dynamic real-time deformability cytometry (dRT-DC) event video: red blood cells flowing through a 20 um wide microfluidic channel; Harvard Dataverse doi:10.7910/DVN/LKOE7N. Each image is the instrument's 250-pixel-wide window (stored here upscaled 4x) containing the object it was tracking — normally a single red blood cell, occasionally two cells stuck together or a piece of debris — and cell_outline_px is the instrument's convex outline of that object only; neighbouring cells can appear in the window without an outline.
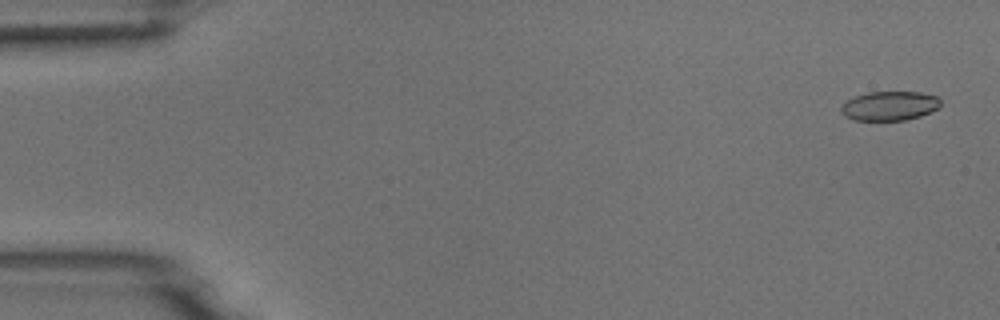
{"species": "common noctule bat (a hibernating species)", "species_latin": "Nyctalus noctula", "temperature_condition": "room temperature", "stored_images_in_passage": 5, "camera_frame_rate_fps": 3000, "um_per_image_px": 0.085, "animal": {"sex": "male", "body_mass_g": 18.8}, "frame": {"image": 1, "passage_image": 1, "time_ms": 0.0, "image_size_px": [1000, 320], "cell_outline_px": [[940, 108], [932, 112], [920, 116], [904, 120], [852, 120], [844, 116], [840, 112], [840, 108], [848, 100], [856, 96], [868, 92], [920, 92], [936, 96], [940, 100]], "centroid_in_image_um": [75.62, 9.01], "position_along_channel_um": 9.4, "area_um2": 16.99}}
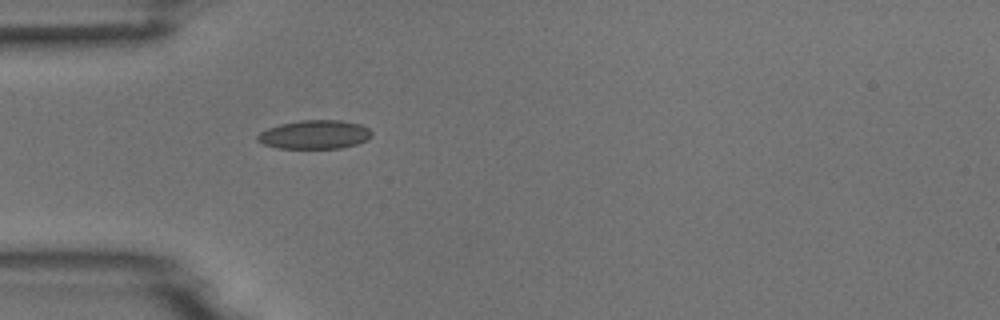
{"frame": {"image": 2, "passage_image": 5, "time_ms": 1.333, "image_size_px": [1000, 320], "cell_outline_px": [[372, 136], [368, 140], [356, 144], [340, 148], [280, 148], [264, 144], [256, 140], [256, 136], [260, 132], [268, 128], [280, 124], [300, 120], [340, 120], [360, 124], [368, 128], [372, 132]], "centroid_in_image_um": [26.76, 11.43], "position_along_channel_um": 58.2, "area_um2": 19.13}}